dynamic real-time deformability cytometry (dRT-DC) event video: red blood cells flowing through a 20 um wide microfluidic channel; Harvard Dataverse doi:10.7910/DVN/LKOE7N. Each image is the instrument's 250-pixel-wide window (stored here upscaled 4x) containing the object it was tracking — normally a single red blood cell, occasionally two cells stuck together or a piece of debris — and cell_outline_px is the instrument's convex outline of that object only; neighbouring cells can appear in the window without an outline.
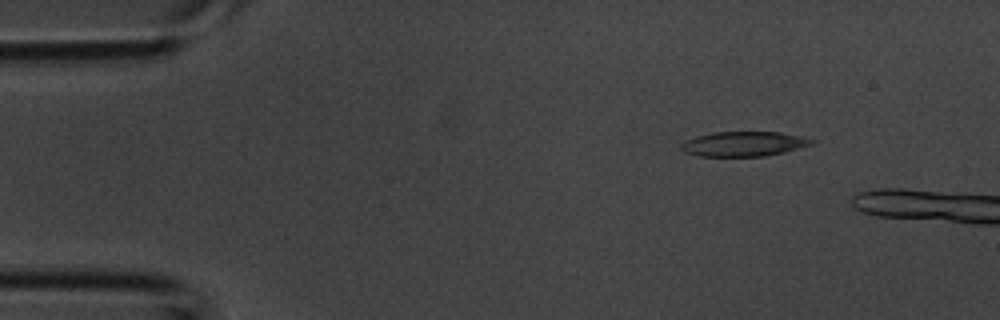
{"species": "common noctule bat (a hibernating species)", "species_latin": "Nyctalus noctula", "temperature_condition": "room temperature", "stored_images_in_passage": 3, "camera_frame_rate_fps": 3000, "um_per_image_px": 0.085, "animal": {"sex": "male", "body_mass_g": 20.1, "forearm_length_mm": 53.5}, "frame": {"image": 1, "passage_image": 1, "time_ms": 0.0, "image_size_px": [1000, 320], "cell_outline_px": [[816, 144], [784, 152], [764, 156], [696, 156], [684, 152], [680, 148], [680, 144], [688, 140], [712, 132], [780, 132], [800, 136], [816, 140]], "centroid_in_image_um": [63.27, 12.24], "position_along_channel_um": 21.7, "area_um2": 18.84}}